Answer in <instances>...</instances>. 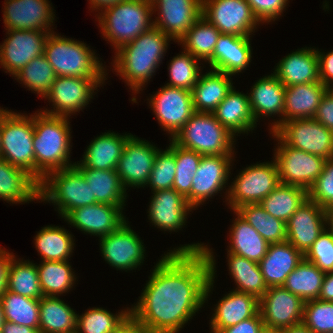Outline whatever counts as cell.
<instances>
[{"mask_svg":"<svg viewBox=\"0 0 333 333\" xmlns=\"http://www.w3.org/2000/svg\"><path fill=\"white\" fill-rule=\"evenodd\" d=\"M177 248L169 250L153 267L139 301L130 309L145 333H179L213 290V248L204 243Z\"/></svg>","mask_w":333,"mask_h":333,"instance_id":"1","label":"cell"},{"mask_svg":"<svg viewBox=\"0 0 333 333\" xmlns=\"http://www.w3.org/2000/svg\"><path fill=\"white\" fill-rule=\"evenodd\" d=\"M172 39L156 27L115 51L113 66L134 94L140 93L166 54ZM119 73V74H118Z\"/></svg>","mask_w":333,"mask_h":333,"instance_id":"2","label":"cell"},{"mask_svg":"<svg viewBox=\"0 0 333 333\" xmlns=\"http://www.w3.org/2000/svg\"><path fill=\"white\" fill-rule=\"evenodd\" d=\"M69 125L68 117L34 113L35 179L39 183L48 173L75 165L69 156L72 146Z\"/></svg>","mask_w":333,"mask_h":333,"instance_id":"3","label":"cell"},{"mask_svg":"<svg viewBox=\"0 0 333 333\" xmlns=\"http://www.w3.org/2000/svg\"><path fill=\"white\" fill-rule=\"evenodd\" d=\"M98 13L101 33L116 51L154 27L152 5L141 0H124Z\"/></svg>","mask_w":333,"mask_h":333,"instance_id":"4","label":"cell"},{"mask_svg":"<svg viewBox=\"0 0 333 333\" xmlns=\"http://www.w3.org/2000/svg\"><path fill=\"white\" fill-rule=\"evenodd\" d=\"M44 55L57 77L106 78L105 66L86 43L50 32Z\"/></svg>","mask_w":333,"mask_h":333,"instance_id":"5","label":"cell"},{"mask_svg":"<svg viewBox=\"0 0 333 333\" xmlns=\"http://www.w3.org/2000/svg\"><path fill=\"white\" fill-rule=\"evenodd\" d=\"M234 137L212 113L195 111L173 140L202 156L234 155Z\"/></svg>","mask_w":333,"mask_h":333,"instance_id":"6","label":"cell"},{"mask_svg":"<svg viewBox=\"0 0 333 333\" xmlns=\"http://www.w3.org/2000/svg\"><path fill=\"white\" fill-rule=\"evenodd\" d=\"M1 157L35 178L34 115L0 107Z\"/></svg>","mask_w":333,"mask_h":333,"instance_id":"7","label":"cell"},{"mask_svg":"<svg viewBox=\"0 0 333 333\" xmlns=\"http://www.w3.org/2000/svg\"><path fill=\"white\" fill-rule=\"evenodd\" d=\"M39 200L57 206L62 218L75 208L97 203L85 177L75 165L48 173L40 182Z\"/></svg>","mask_w":333,"mask_h":333,"instance_id":"8","label":"cell"},{"mask_svg":"<svg viewBox=\"0 0 333 333\" xmlns=\"http://www.w3.org/2000/svg\"><path fill=\"white\" fill-rule=\"evenodd\" d=\"M236 176L225 192L227 203L233 211L245 204L260 203L280 184L275 159L271 162L251 164Z\"/></svg>","mask_w":333,"mask_h":333,"instance_id":"9","label":"cell"},{"mask_svg":"<svg viewBox=\"0 0 333 333\" xmlns=\"http://www.w3.org/2000/svg\"><path fill=\"white\" fill-rule=\"evenodd\" d=\"M107 78L57 77L44 98L52 103L53 109L40 112L59 117H70L71 114L84 109L94 96L95 90L104 84Z\"/></svg>","mask_w":333,"mask_h":333,"instance_id":"10","label":"cell"},{"mask_svg":"<svg viewBox=\"0 0 333 333\" xmlns=\"http://www.w3.org/2000/svg\"><path fill=\"white\" fill-rule=\"evenodd\" d=\"M277 138V148L274 150L280 183L297 186L306 191L321 175L325 158L292 148L285 144L274 132H270Z\"/></svg>","mask_w":333,"mask_h":333,"instance_id":"11","label":"cell"},{"mask_svg":"<svg viewBox=\"0 0 333 333\" xmlns=\"http://www.w3.org/2000/svg\"><path fill=\"white\" fill-rule=\"evenodd\" d=\"M273 132L292 148L333 158V132L314 118L282 122Z\"/></svg>","mask_w":333,"mask_h":333,"instance_id":"12","label":"cell"},{"mask_svg":"<svg viewBox=\"0 0 333 333\" xmlns=\"http://www.w3.org/2000/svg\"><path fill=\"white\" fill-rule=\"evenodd\" d=\"M202 16L228 35L250 36L260 24L246 0H202Z\"/></svg>","mask_w":333,"mask_h":333,"instance_id":"13","label":"cell"},{"mask_svg":"<svg viewBox=\"0 0 333 333\" xmlns=\"http://www.w3.org/2000/svg\"><path fill=\"white\" fill-rule=\"evenodd\" d=\"M149 106L163 130L173 139L195 112L189 90L164 85L150 97Z\"/></svg>","mask_w":333,"mask_h":333,"instance_id":"14","label":"cell"},{"mask_svg":"<svg viewBox=\"0 0 333 333\" xmlns=\"http://www.w3.org/2000/svg\"><path fill=\"white\" fill-rule=\"evenodd\" d=\"M128 222L126 220L116 231L99 239L102 258L121 271L137 269L145 261L144 244Z\"/></svg>","mask_w":333,"mask_h":333,"instance_id":"15","label":"cell"},{"mask_svg":"<svg viewBox=\"0 0 333 333\" xmlns=\"http://www.w3.org/2000/svg\"><path fill=\"white\" fill-rule=\"evenodd\" d=\"M7 34L0 45V65L13 77L33 58L44 54L50 32L12 29Z\"/></svg>","mask_w":333,"mask_h":333,"instance_id":"16","label":"cell"},{"mask_svg":"<svg viewBox=\"0 0 333 333\" xmlns=\"http://www.w3.org/2000/svg\"><path fill=\"white\" fill-rule=\"evenodd\" d=\"M233 157V155L202 156L192 179L190 195L186 198L193 209L206 202V199L209 200L210 197L220 193L219 191L228 185Z\"/></svg>","mask_w":333,"mask_h":333,"instance_id":"17","label":"cell"},{"mask_svg":"<svg viewBox=\"0 0 333 333\" xmlns=\"http://www.w3.org/2000/svg\"><path fill=\"white\" fill-rule=\"evenodd\" d=\"M159 150L155 145L135 135L126 141L116 167V172L126 190L129 187H145Z\"/></svg>","mask_w":333,"mask_h":333,"instance_id":"18","label":"cell"},{"mask_svg":"<svg viewBox=\"0 0 333 333\" xmlns=\"http://www.w3.org/2000/svg\"><path fill=\"white\" fill-rule=\"evenodd\" d=\"M305 302L283 286L269 287L259 299L264 326L276 330L302 324Z\"/></svg>","mask_w":333,"mask_h":333,"instance_id":"19","label":"cell"},{"mask_svg":"<svg viewBox=\"0 0 333 333\" xmlns=\"http://www.w3.org/2000/svg\"><path fill=\"white\" fill-rule=\"evenodd\" d=\"M152 11L154 27L178 42L202 16V0H156Z\"/></svg>","mask_w":333,"mask_h":333,"instance_id":"20","label":"cell"},{"mask_svg":"<svg viewBox=\"0 0 333 333\" xmlns=\"http://www.w3.org/2000/svg\"><path fill=\"white\" fill-rule=\"evenodd\" d=\"M49 0H5L3 23L6 30L53 32L55 15Z\"/></svg>","mask_w":333,"mask_h":333,"instance_id":"21","label":"cell"},{"mask_svg":"<svg viewBox=\"0 0 333 333\" xmlns=\"http://www.w3.org/2000/svg\"><path fill=\"white\" fill-rule=\"evenodd\" d=\"M122 210L116 205L95 203L73 209L64 219L80 231L101 238L116 231L125 223Z\"/></svg>","mask_w":333,"mask_h":333,"instance_id":"22","label":"cell"},{"mask_svg":"<svg viewBox=\"0 0 333 333\" xmlns=\"http://www.w3.org/2000/svg\"><path fill=\"white\" fill-rule=\"evenodd\" d=\"M286 227V241L305 255L326 228L325 209L307 198L288 220Z\"/></svg>","mask_w":333,"mask_h":333,"instance_id":"23","label":"cell"},{"mask_svg":"<svg viewBox=\"0 0 333 333\" xmlns=\"http://www.w3.org/2000/svg\"><path fill=\"white\" fill-rule=\"evenodd\" d=\"M194 210L175 189L154 191L148 209L150 223L160 230L178 232Z\"/></svg>","mask_w":333,"mask_h":333,"instance_id":"24","label":"cell"},{"mask_svg":"<svg viewBox=\"0 0 333 333\" xmlns=\"http://www.w3.org/2000/svg\"><path fill=\"white\" fill-rule=\"evenodd\" d=\"M253 118L257 123L259 117L279 115L281 118L272 122L269 130L273 132L284 122L285 86L273 74L264 76L255 82L248 94Z\"/></svg>","mask_w":333,"mask_h":333,"instance_id":"25","label":"cell"},{"mask_svg":"<svg viewBox=\"0 0 333 333\" xmlns=\"http://www.w3.org/2000/svg\"><path fill=\"white\" fill-rule=\"evenodd\" d=\"M250 37L220 34L208 61L211 69L233 76L249 67L252 58Z\"/></svg>","mask_w":333,"mask_h":333,"instance_id":"26","label":"cell"},{"mask_svg":"<svg viewBox=\"0 0 333 333\" xmlns=\"http://www.w3.org/2000/svg\"><path fill=\"white\" fill-rule=\"evenodd\" d=\"M211 317V333L234 326L255 316L259 312V299L254 295L238 292L234 289L223 296L215 305Z\"/></svg>","mask_w":333,"mask_h":333,"instance_id":"27","label":"cell"},{"mask_svg":"<svg viewBox=\"0 0 333 333\" xmlns=\"http://www.w3.org/2000/svg\"><path fill=\"white\" fill-rule=\"evenodd\" d=\"M273 74L285 87L320 81L316 48L305 47L284 56Z\"/></svg>","mask_w":333,"mask_h":333,"instance_id":"28","label":"cell"},{"mask_svg":"<svg viewBox=\"0 0 333 333\" xmlns=\"http://www.w3.org/2000/svg\"><path fill=\"white\" fill-rule=\"evenodd\" d=\"M303 259L304 255L288 241L269 244L266 255L258 263L266 286H283Z\"/></svg>","mask_w":333,"mask_h":333,"instance_id":"29","label":"cell"},{"mask_svg":"<svg viewBox=\"0 0 333 333\" xmlns=\"http://www.w3.org/2000/svg\"><path fill=\"white\" fill-rule=\"evenodd\" d=\"M131 136V133L124 135L111 131L102 133L90 142L83 154V160L79 163L75 162V166L96 170H116L126 141Z\"/></svg>","mask_w":333,"mask_h":333,"instance_id":"30","label":"cell"},{"mask_svg":"<svg viewBox=\"0 0 333 333\" xmlns=\"http://www.w3.org/2000/svg\"><path fill=\"white\" fill-rule=\"evenodd\" d=\"M40 183L28 172L0 156V200L7 203H29L39 199Z\"/></svg>","mask_w":333,"mask_h":333,"instance_id":"31","label":"cell"},{"mask_svg":"<svg viewBox=\"0 0 333 333\" xmlns=\"http://www.w3.org/2000/svg\"><path fill=\"white\" fill-rule=\"evenodd\" d=\"M212 114L235 136L239 133L248 134L257 126L248 95L236 91L235 87L231 89Z\"/></svg>","mask_w":333,"mask_h":333,"instance_id":"32","label":"cell"},{"mask_svg":"<svg viewBox=\"0 0 333 333\" xmlns=\"http://www.w3.org/2000/svg\"><path fill=\"white\" fill-rule=\"evenodd\" d=\"M326 92L320 81L285 87L284 122L314 118Z\"/></svg>","mask_w":333,"mask_h":333,"instance_id":"33","label":"cell"},{"mask_svg":"<svg viewBox=\"0 0 333 333\" xmlns=\"http://www.w3.org/2000/svg\"><path fill=\"white\" fill-rule=\"evenodd\" d=\"M231 77L213 69L200 74L191 90L194 111L212 113L234 87Z\"/></svg>","mask_w":333,"mask_h":333,"instance_id":"34","label":"cell"},{"mask_svg":"<svg viewBox=\"0 0 333 333\" xmlns=\"http://www.w3.org/2000/svg\"><path fill=\"white\" fill-rule=\"evenodd\" d=\"M236 218L230 228L229 253L259 263L266 255L269 244L245 219L236 211Z\"/></svg>","mask_w":333,"mask_h":333,"instance_id":"35","label":"cell"},{"mask_svg":"<svg viewBox=\"0 0 333 333\" xmlns=\"http://www.w3.org/2000/svg\"><path fill=\"white\" fill-rule=\"evenodd\" d=\"M77 168L85 177L92 191V198H95L97 203L116 205L124 209L127 193L116 170Z\"/></svg>","mask_w":333,"mask_h":333,"instance_id":"36","label":"cell"},{"mask_svg":"<svg viewBox=\"0 0 333 333\" xmlns=\"http://www.w3.org/2000/svg\"><path fill=\"white\" fill-rule=\"evenodd\" d=\"M39 333H70L77 327V313L59 296H43L39 303Z\"/></svg>","mask_w":333,"mask_h":333,"instance_id":"37","label":"cell"},{"mask_svg":"<svg viewBox=\"0 0 333 333\" xmlns=\"http://www.w3.org/2000/svg\"><path fill=\"white\" fill-rule=\"evenodd\" d=\"M67 229L48 225L35 236V248L42 261H66L74 248L73 235Z\"/></svg>","mask_w":333,"mask_h":333,"instance_id":"38","label":"cell"},{"mask_svg":"<svg viewBox=\"0 0 333 333\" xmlns=\"http://www.w3.org/2000/svg\"><path fill=\"white\" fill-rule=\"evenodd\" d=\"M307 198L305 189L280 183L259 204L267 213L287 223Z\"/></svg>","mask_w":333,"mask_h":333,"instance_id":"39","label":"cell"},{"mask_svg":"<svg viewBox=\"0 0 333 333\" xmlns=\"http://www.w3.org/2000/svg\"><path fill=\"white\" fill-rule=\"evenodd\" d=\"M326 273L305 258L287 276L283 285L304 302L318 299Z\"/></svg>","mask_w":333,"mask_h":333,"instance_id":"40","label":"cell"},{"mask_svg":"<svg viewBox=\"0 0 333 333\" xmlns=\"http://www.w3.org/2000/svg\"><path fill=\"white\" fill-rule=\"evenodd\" d=\"M229 273L237 287L235 291L248 293L260 299L267 291L258 263L227 252Z\"/></svg>","mask_w":333,"mask_h":333,"instance_id":"41","label":"cell"},{"mask_svg":"<svg viewBox=\"0 0 333 333\" xmlns=\"http://www.w3.org/2000/svg\"><path fill=\"white\" fill-rule=\"evenodd\" d=\"M6 289L24 297L40 300L43 293L40 288L37 265L29 260H16L12 255L8 273Z\"/></svg>","mask_w":333,"mask_h":333,"instance_id":"42","label":"cell"},{"mask_svg":"<svg viewBox=\"0 0 333 333\" xmlns=\"http://www.w3.org/2000/svg\"><path fill=\"white\" fill-rule=\"evenodd\" d=\"M221 32L207 19L201 16L187 33L178 41L183 50L196 59L208 62L213 56L217 39Z\"/></svg>","mask_w":333,"mask_h":333,"instance_id":"43","label":"cell"},{"mask_svg":"<svg viewBox=\"0 0 333 333\" xmlns=\"http://www.w3.org/2000/svg\"><path fill=\"white\" fill-rule=\"evenodd\" d=\"M69 263L68 260L42 261L37 265L43 296H60L73 288L76 276Z\"/></svg>","mask_w":333,"mask_h":333,"instance_id":"44","label":"cell"},{"mask_svg":"<svg viewBox=\"0 0 333 333\" xmlns=\"http://www.w3.org/2000/svg\"><path fill=\"white\" fill-rule=\"evenodd\" d=\"M235 211L268 243H281L286 241V223L267 213L259 203L245 204Z\"/></svg>","mask_w":333,"mask_h":333,"instance_id":"45","label":"cell"},{"mask_svg":"<svg viewBox=\"0 0 333 333\" xmlns=\"http://www.w3.org/2000/svg\"><path fill=\"white\" fill-rule=\"evenodd\" d=\"M5 321L39 328L40 300L24 297L6 289L0 296Z\"/></svg>","mask_w":333,"mask_h":333,"instance_id":"46","label":"cell"},{"mask_svg":"<svg viewBox=\"0 0 333 333\" xmlns=\"http://www.w3.org/2000/svg\"><path fill=\"white\" fill-rule=\"evenodd\" d=\"M15 80L24 84L28 90L45 97L50 86L57 78L55 70L49 64L45 55L33 58L23 69L14 75Z\"/></svg>","mask_w":333,"mask_h":333,"instance_id":"47","label":"cell"},{"mask_svg":"<svg viewBox=\"0 0 333 333\" xmlns=\"http://www.w3.org/2000/svg\"><path fill=\"white\" fill-rule=\"evenodd\" d=\"M169 149L175 154L176 174L173 189L185 199L190 195L192 179L198 170L202 155L178 145L170 139Z\"/></svg>","mask_w":333,"mask_h":333,"instance_id":"48","label":"cell"},{"mask_svg":"<svg viewBox=\"0 0 333 333\" xmlns=\"http://www.w3.org/2000/svg\"><path fill=\"white\" fill-rule=\"evenodd\" d=\"M130 316V308L121 310L117 314L94 307L86 310L82 315L77 314V333H110Z\"/></svg>","mask_w":333,"mask_h":333,"instance_id":"49","label":"cell"},{"mask_svg":"<svg viewBox=\"0 0 333 333\" xmlns=\"http://www.w3.org/2000/svg\"><path fill=\"white\" fill-rule=\"evenodd\" d=\"M198 61L185 50L173 57L168 67L170 82L166 85L191 91L203 70Z\"/></svg>","mask_w":333,"mask_h":333,"instance_id":"50","label":"cell"},{"mask_svg":"<svg viewBox=\"0 0 333 333\" xmlns=\"http://www.w3.org/2000/svg\"><path fill=\"white\" fill-rule=\"evenodd\" d=\"M176 174L175 154L167 147L159 150L155 157L149 180L146 184L154 191L172 189Z\"/></svg>","mask_w":333,"mask_h":333,"instance_id":"51","label":"cell"},{"mask_svg":"<svg viewBox=\"0 0 333 333\" xmlns=\"http://www.w3.org/2000/svg\"><path fill=\"white\" fill-rule=\"evenodd\" d=\"M302 324L313 333L333 331V302L319 299L305 302Z\"/></svg>","mask_w":333,"mask_h":333,"instance_id":"52","label":"cell"},{"mask_svg":"<svg viewBox=\"0 0 333 333\" xmlns=\"http://www.w3.org/2000/svg\"><path fill=\"white\" fill-rule=\"evenodd\" d=\"M304 258L324 273L333 272V235L328 229L322 231Z\"/></svg>","mask_w":333,"mask_h":333,"instance_id":"53","label":"cell"},{"mask_svg":"<svg viewBox=\"0 0 333 333\" xmlns=\"http://www.w3.org/2000/svg\"><path fill=\"white\" fill-rule=\"evenodd\" d=\"M307 193L308 199L324 209L333 205V158L326 160L321 175Z\"/></svg>","mask_w":333,"mask_h":333,"instance_id":"54","label":"cell"},{"mask_svg":"<svg viewBox=\"0 0 333 333\" xmlns=\"http://www.w3.org/2000/svg\"><path fill=\"white\" fill-rule=\"evenodd\" d=\"M259 23L275 21L283 14L288 0H246Z\"/></svg>","mask_w":333,"mask_h":333,"instance_id":"55","label":"cell"},{"mask_svg":"<svg viewBox=\"0 0 333 333\" xmlns=\"http://www.w3.org/2000/svg\"><path fill=\"white\" fill-rule=\"evenodd\" d=\"M314 119L333 132V97L328 92L321 99Z\"/></svg>","mask_w":333,"mask_h":333,"instance_id":"56","label":"cell"},{"mask_svg":"<svg viewBox=\"0 0 333 333\" xmlns=\"http://www.w3.org/2000/svg\"><path fill=\"white\" fill-rule=\"evenodd\" d=\"M264 326L260 311L253 317L240 323L224 328L218 333H258Z\"/></svg>","mask_w":333,"mask_h":333,"instance_id":"57","label":"cell"},{"mask_svg":"<svg viewBox=\"0 0 333 333\" xmlns=\"http://www.w3.org/2000/svg\"><path fill=\"white\" fill-rule=\"evenodd\" d=\"M319 79L320 82L327 86L333 81V50L330 52H320L317 49Z\"/></svg>","mask_w":333,"mask_h":333,"instance_id":"58","label":"cell"},{"mask_svg":"<svg viewBox=\"0 0 333 333\" xmlns=\"http://www.w3.org/2000/svg\"><path fill=\"white\" fill-rule=\"evenodd\" d=\"M12 255L8 250L0 248V296L6 291L7 273Z\"/></svg>","mask_w":333,"mask_h":333,"instance_id":"59","label":"cell"},{"mask_svg":"<svg viewBox=\"0 0 333 333\" xmlns=\"http://www.w3.org/2000/svg\"><path fill=\"white\" fill-rule=\"evenodd\" d=\"M318 299L333 302V272L326 273Z\"/></svg>","mask_w":333,"mask_h":333,"instance_id":"60","label":"cell"},{"mask_svg":"<svg viewBox=\"0 0 333 333\" xmlns=\"http://www.w3.org/2000/svg\"><path fill=\"white\" fill-rule=\"evenodd\" d=\"M110 333H145L138 322L130 315L122 324Z\"/></svg>","mask_w":333,"mask_h":333,"instance_id":"61","label":"cell"},{"mask_svg":"<svg viewBox=\"0 0 333 333\" xmlns=\"http://www.w3.org/2000/svg\"><path fill=\"white\" fill-rule=\"evenodd\" d=\"M1 333H39V328H31L5 321L2 325Z\"/></svg>","mask_w":333,"mask_h":333,"instance_id":"62","label":"cell"},{"mask_svg":"<svg viewBox=\"0 0 333 333\" xmlns=\"http://www.w3.org/2000/svg\"><path fill=\"white\" fill-rule=\"evenodd\" d=\"M90 8L96 10L97 12L103 10L104 8L114 5L116 3L122 2L124 0H89Z\"/></svg>","mask_w":333,"mask_h":333,"instance_id":"63","label":"cell"},{"mask_svg":"<svg viewBox=\"0 0 333 333\" xmlns=\"http://www.w3.org/2000/svg\"><path fill=\"white\" fill-rule=\"evenodd\" d=\"M278 333H313L303 324L278 330Z\"/></svg>","mask_w":333,"mask_h":333,"instance_id":"64","label":"cell"},{"mask_svg":"<svg viewBox=\"0 0 333 333\" xmlns=\"http://www.w3.org/2000/svg\"><path fill=\"white\" fill-rule=\"evenodd\" d=\"M326 228L333 235V205L325 209Z\"/></svg>","mask_w":333,"mask_h":333,"instance_id":"65","label":"cell"},{"mask_svg":"<svg viewBox=\"0 0 333 333\" xmlns=\"http://www.w3.org/2000/svg\"><path fill=\"white\" fill-rule=\"evenodd\" d=\"M258 333H278V330L263 326Z\"/></svg>","mask_w":333,"mask_h":333,"instance_id":"66","label":"cell"},{"mask_svg":"<svg viewBox=\"0 0 333 333\" xmlns=\"http://www.w3.org/2000/svg\"><path fill=\"white\" fill-rule=\"evenodd\" d=\"M4 322H5V319H4V313H3V306H2V302L0 300V333H1V328H2V325Z\"/></svg>","mask_w":333,"mask_h":333,"instance_id":"67","label":"cell"},{"mask_svg":"<svg viewBox=\"0 0 333 333\" xmlns=\"http://www.w3.org/2000/svg\"><path fill=\"white\" fill-rule=\"evenodd\" d=\"M326 87H327V92L333 97V81L329 83Z\"/></svg>","mask_w":333,"mask_h":333,"instance_id":"68","label":"cell"},{"mask_svg":"<svg viewBox=\"0 0 333 333\" xmlns=\"http://www.w3.org/2000/svg\"><path fill=\"white\" fill-rule=\"evenodd\" d=\"M141 1L149 3L151 5H153L156 2V0H141Z\"/></svg>","mask_w":333,"mask_h":333,"instance_id":"69","label":"cell"},{"mask_svg":"<svg viewBox=\"0 0 333 333\" xmlns=\"http://www.w3.org/2000/svg\"><path fill=\"white\" fill-rule=\"evenodd\" d=\"M0 156H1V128H0Z\"/></svg>","mask_w":333,"mask_h":333,"instance_id":"70","label":"cell"}]
</instances>
